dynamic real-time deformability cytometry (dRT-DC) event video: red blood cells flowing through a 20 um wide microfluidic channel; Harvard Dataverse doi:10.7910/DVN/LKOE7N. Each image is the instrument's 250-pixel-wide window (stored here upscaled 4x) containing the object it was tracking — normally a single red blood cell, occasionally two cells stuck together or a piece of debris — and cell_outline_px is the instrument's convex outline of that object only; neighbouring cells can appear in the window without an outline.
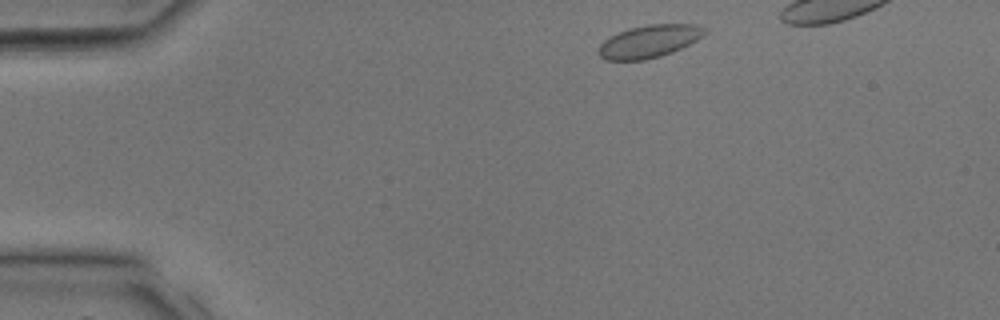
{"species": "common noctule bat (a hibernating species)", "species_latin": "Nyctalus noctula", "temperature_condition": "room temperature", "stored_images_in_passage": 26, "camera_frame_rate_fps": 3000, "um_per_image_px": 0.085, "animal": {"sex": "male", "body_mass_g": 17.9, "forearm_length_mm": 54.2}, "frame": {"image": 1, "passage_image": 2, "time_ms": 0.333, "image_size_px": [1000, 320], "cell_outline_px": [[708, 32], [704, 36], [672, 52], [660, 56], [644, 60], [604, 60], [596, 52], [600, 44], [604, 40], [620, 32], [632, 28], [648, 24], [696, 24], [704, 28]], "centroid_in_image_um": [55.18, 3.52], "position_along_channel_um": 29.8, "area_um2": 20.06}}
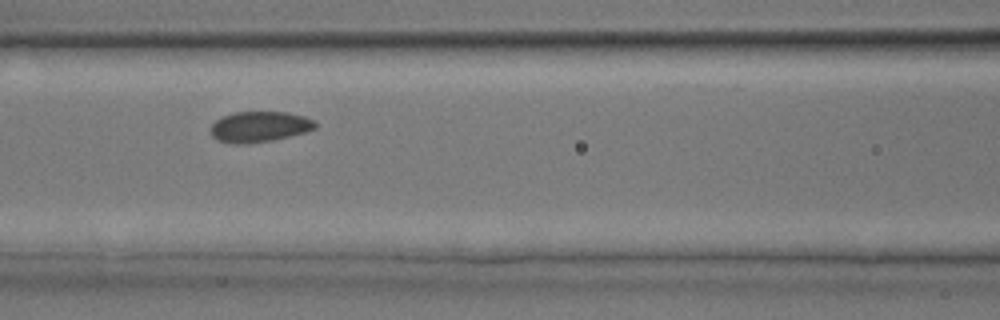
{"frame": {"image": 2, "passage_image": 11, "time_ms": 3.333, "image_size_px": [1000, 320], "cell_outline_px": [[316, 128], [308, 132], [272, 140], [244, 144], [232, 144], [216, 140], [212, 136], [212, 124], [216, 120], [232, 112], [288, 112], [304, 116], [316, 120]], "centroid_in_image_um": [22.09, 10.77], "position_along_channel_um": 144.5, "area_um2": 18.84}}
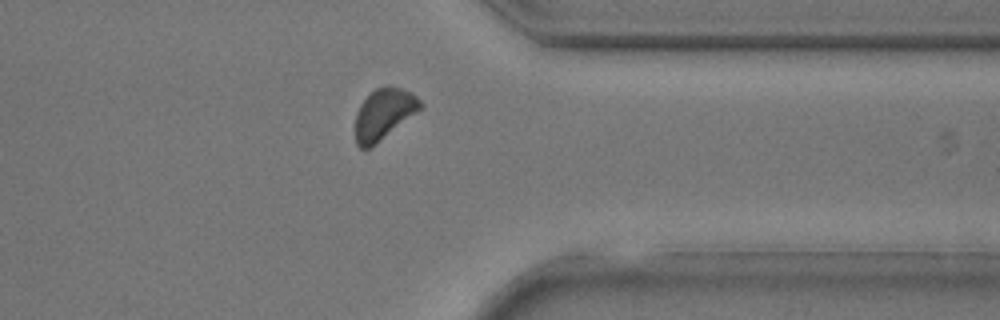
{"frame": {"image": 3, "passage_image": 23, "time_ms": 7.333, "image_size_px": [1000, 320], "cell_outline_px": [[424, 104], [420, 108], [368, 148], [360, 148], [356, 144], [356, 112], [360, 104], [376, 88], [400, 88], [412, 92]], "centroid_in_image_um": [32.59, 9.67], "position_along_channel_um": 378.8, "area_um2": 18.15}}